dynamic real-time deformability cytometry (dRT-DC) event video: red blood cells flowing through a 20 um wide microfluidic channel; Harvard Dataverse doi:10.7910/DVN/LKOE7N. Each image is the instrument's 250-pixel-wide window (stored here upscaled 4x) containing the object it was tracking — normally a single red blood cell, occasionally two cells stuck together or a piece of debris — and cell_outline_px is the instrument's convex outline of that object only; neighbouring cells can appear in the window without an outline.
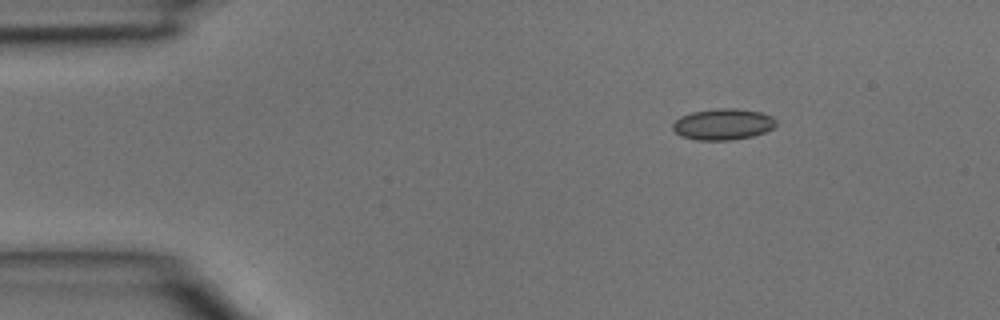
{"species": "common noctule bat (a hibernating species)", "species_latin": "Nyctalus noctula", "temperature_condition": "room temperature", "stored_images_in_passage": 2, "camera_frame_rate_fps": 3000, "um_per_image_px": 0.085, "animal": {"sex": "male", "body_mass_g": 15.6}, "frame": {"image": 1, "passage_image": 1, "time_ms": 0.0, "image_size_px": [1000, 320], "cell_outline_px": [[776, 124], [772, 128], [764, 132], [752, 136], [732, 140], [696, 140], [680, 136], [672, 128], [672, 124], [680, 116], [692, 112], [716, 108], [736, 108], [760, 112], [772, 116], [776, 120]], "centroid_in_image_um": [61.44, 10.56], "position_along_channel_um": 23.6, "area_um2": 18.84}}
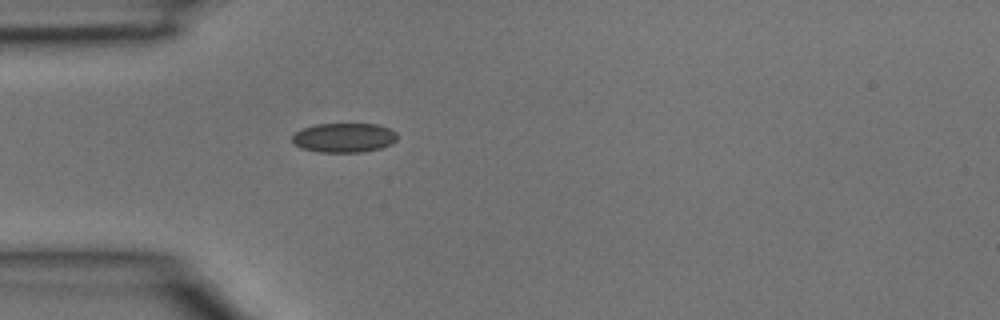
{"frame": {"image": 2, "passage_image": 2, "time_ms": 0.333, "image_size_px": [1000, 320], "cell_outline_px": [[400, 136], [392, 144], [380, 148], [360, 152], [320, 152], [300, 148], [292, 140], [292, 136], [300, 128], [316, 124], [376, 124], [388, 128], [396, 132]], "centroid_in_image_um": [29.25, 11.7], "position_along_channel_um": 55.8, "area_um2": 18.09}}